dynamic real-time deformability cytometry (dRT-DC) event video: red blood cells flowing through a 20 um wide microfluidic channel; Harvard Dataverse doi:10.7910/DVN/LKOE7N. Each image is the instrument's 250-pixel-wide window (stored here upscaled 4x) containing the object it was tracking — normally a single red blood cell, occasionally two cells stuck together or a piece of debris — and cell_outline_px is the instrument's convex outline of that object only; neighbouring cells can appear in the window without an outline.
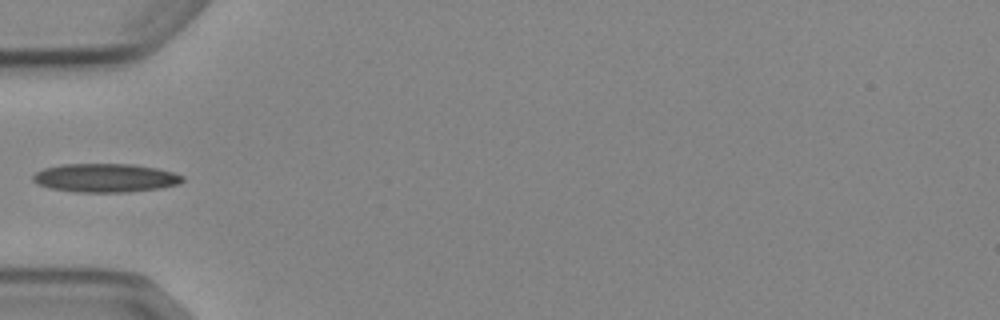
{"species": "Egyptian fruit bat (a non-hibernating species)", "species_latin": "Rousettus aegyptiacus", "temperature_condition": "cold", "stored_images_in_passage": 5, "camera_frame_rate_fps": 3000, "um_per_image_px": 0.085, "animal": {"sex": "female"}, "frame": {"image": 1, "passage_image": 4, "time_ms": 3.667, "image_size_px": [1000, 320], "cell_outline_px": [[184, 180], [180, 184], [160, 188], [128, 192], [72, 192], [48, 188], [36, 184], [32, 180], [32, 176], [36, 172], [44, 168], [64, 164], [132, 164], [156, 168], [172, 172], [184, 176]], "centroid_in_image_um": [8.93, 15.13], "position_along_channel_um": 76.1, "area_um2": 25.14}}
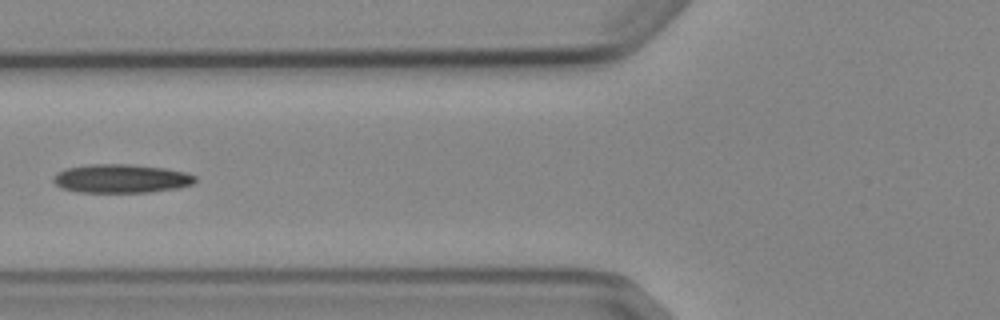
{"frame": {"image": 2, "passage_image": 5, "time_ms": 4.667, "image_size_px": [1000, 320], "cell_outline_px": [[196, 180], [192, 184], [176, 188], [148, 192], [76, 192], [60, 188], [52, 180], [52, 176], [56, 172], [68, 168], [92, 164], [128, 164], [164, 168], [184, 172], [196, 176]], "centroid_in_image_um": [10.25, 15.18], "position_along_channel_um": 115.6, "area_um2": 23.64}}